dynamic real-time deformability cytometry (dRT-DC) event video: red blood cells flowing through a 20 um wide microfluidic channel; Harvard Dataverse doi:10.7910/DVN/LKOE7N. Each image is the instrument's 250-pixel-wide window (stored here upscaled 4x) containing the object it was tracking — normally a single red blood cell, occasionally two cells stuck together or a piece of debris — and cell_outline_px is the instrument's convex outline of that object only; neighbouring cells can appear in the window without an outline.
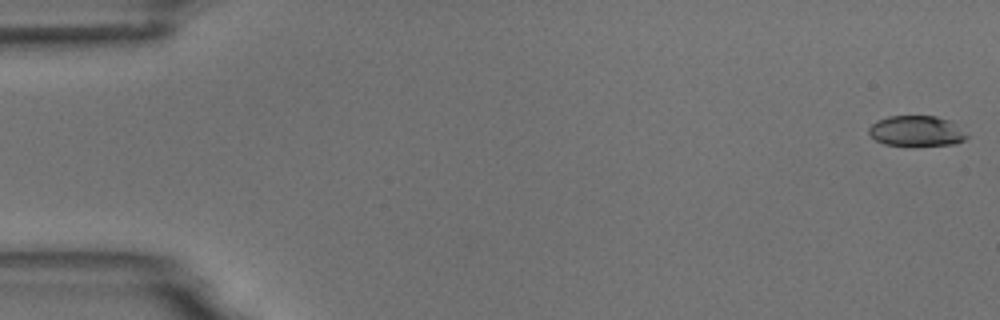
{"species": "common noctule bat (a hibernating species)", "species_latin": "Nyctalus noctula", "temperature_condition": "room temperature", "stored_images_in_passage": 5, "camera_frame_rate_fps": 3000, "um_per_image_px": 0.085, "animal": {"sex": "male", "body_mass_g": 18.8}, "frame": {"image": 1, "passage_image": 1, "time_ms": 0.0, "image_size_px": [1000, 320], "cell_outline_px": [[968, 136], [964, 140], [956, 144], [912, 148], [884, 144], [876, 140], [868, 132], [868, 128], [876, 120], [888, 116], [936, 116], [948, 120]], "centroid_in_image_um": [77.85, 11.18], "position_along_channel_um": 7.1, "area_um2": 17.86}}
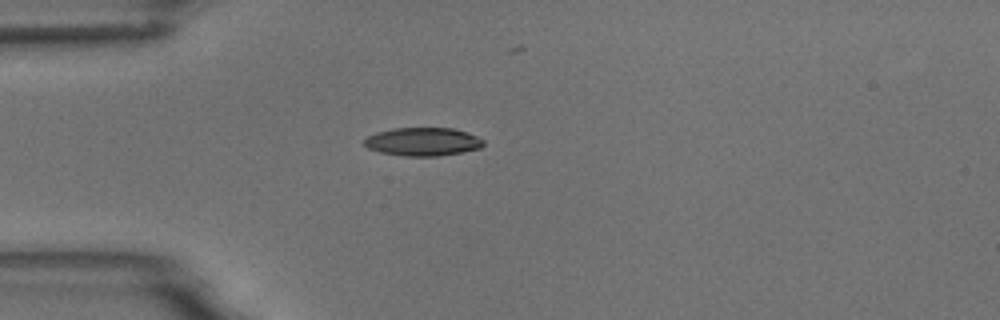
{"frame": {"image": 2, "passage_image": 5, "time_ms": 4.667, "image_size_px": [1000, 320], "cell_outline_px": [[484, 144], [480, 148], [460, 152], [436, 156], [404, 156], [380, 152], [368, 148], [364, 144], [364, 140], [368, 136], [376, 132], [392, 128], [452, 128], [468, 132], [484, 140]], "centroid_in_image_um": [35.93, 12.04], "position_along_channel_um": 49.1, "area_um2": 19.59}}